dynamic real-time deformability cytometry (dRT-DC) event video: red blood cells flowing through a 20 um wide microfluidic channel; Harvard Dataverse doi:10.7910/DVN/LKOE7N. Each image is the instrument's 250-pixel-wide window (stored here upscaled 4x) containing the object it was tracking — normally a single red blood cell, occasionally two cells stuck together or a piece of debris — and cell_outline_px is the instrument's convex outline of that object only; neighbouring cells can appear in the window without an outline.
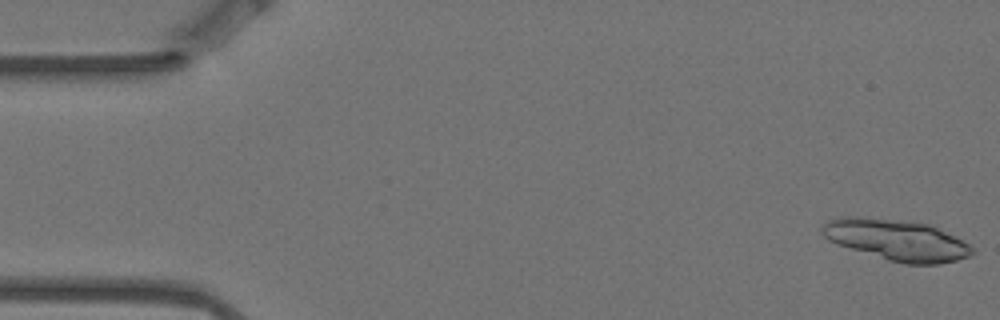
{"species": "Egyptian fruit bat (a non-hibernating species)", "species_latin": "Rousettus aegyptiacus", "temperature_condition": "warm", "stored_images_in_passage": 15, "segment_of_instrument_passage": [1, 2], "camera_frame_rate_fps": 3000, "um_per_image_px": 0.085, "animal": {"sex": "female"}, "frame": {"image": 1, "passage_image": 1, "time_ms": 0.0, "image_size_px": [1000, 320], "cell_outline_px": [[976, 252], [968, 256], [956, 260], [940, 264], [904, 264], [888, 260], [836, 244], [828, 240], [820, 232], [820, 228], [828, 220], [844, 216], [860, 216], [936, 224], [968, 244]], "centroid_in_image_um": [76.22, 20.38], "position_along_channel_um": 8.8, "area_um2": 36.24}}